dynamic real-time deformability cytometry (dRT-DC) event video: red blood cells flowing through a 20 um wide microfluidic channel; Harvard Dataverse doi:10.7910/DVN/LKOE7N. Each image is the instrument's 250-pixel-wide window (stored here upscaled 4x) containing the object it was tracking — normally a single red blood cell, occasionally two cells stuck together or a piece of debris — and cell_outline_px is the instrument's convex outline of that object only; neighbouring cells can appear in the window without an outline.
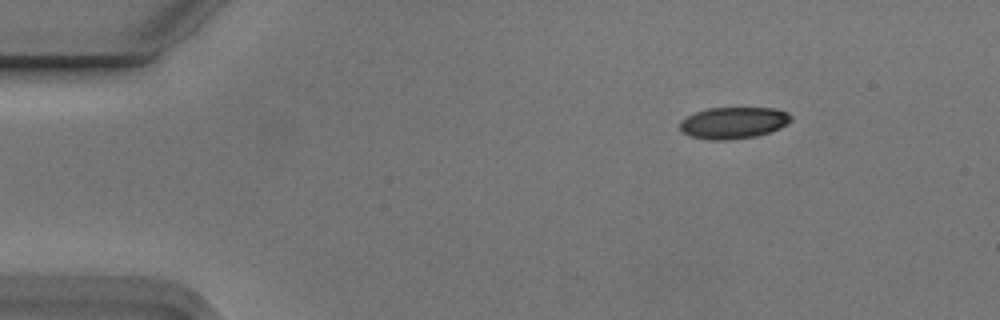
{"species": "Egyptian fruit bat (a non-hibernating species)", "species_latin": "Rousettus aegyptiacus", "temperature_condition": "cold", "stored_images_in_passage": 2, "camera_frame_rate_fps": 3000, "um_per_image_px": 0.085, "animal": {"sex": "male"}, "frame": {"image": 1, "passage_image": 2, "time_ms": 0.333, "image_size_px": [1000, 320], "cell_outline_px": [[792, 120], [788, 124], [780, 128], [756, 136], [728, 140], [712, 140], [692, 136], [684, 132], [680, 128], [680, 120], [696, 112], [708, 108], [776, 108], [788, 112], [792, 116]], "centroid_in_image_um": [62.39, 10.43], "position_along_channel_um": 22.6, "area_um2": 20.4}}